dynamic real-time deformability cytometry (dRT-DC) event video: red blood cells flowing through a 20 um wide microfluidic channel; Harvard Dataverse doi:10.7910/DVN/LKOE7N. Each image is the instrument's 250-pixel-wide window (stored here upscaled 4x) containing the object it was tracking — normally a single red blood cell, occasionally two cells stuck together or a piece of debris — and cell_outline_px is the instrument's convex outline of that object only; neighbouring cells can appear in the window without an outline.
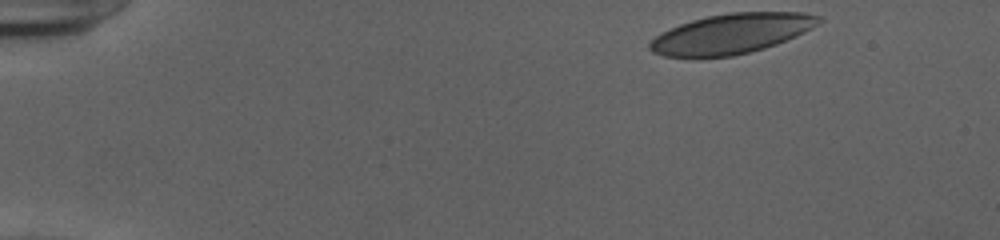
{"species": "human", "species_latin": "Homo sapiens", "temperature_condition": "cold", "stored_images_in_passage": 47, "camera_frame_rate_fps": 3000, "um_per_image_px": 0.085, "donor": {"sex": "female"}, "frame": {"image": 1, "passage_image": 1, "time_ms": 0.0, "image_size_px": [1000, 240], "cell_outline_px": [[824, 20], [812, 28], [796, 36], [776, 44], [764, 48], [732, 56], [664, 56], [652, 52], [648, 48], [648, 44], [660, 32], [680, 24], [692, 20], [708, 16], [728, 12], [804, 12], [824, 16]], "centroid_in_image_um": [62.21, 2.84], "position_along_channel_um": 22.8, "area_um2": 39.25}}
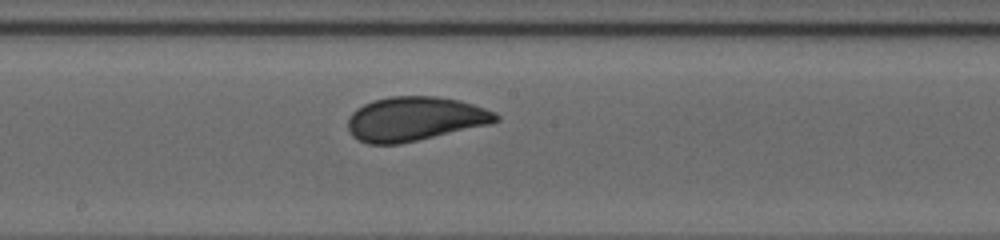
{"frame": {"image": 2, "passage_image": 24, "time_ms": 7.667, "image_size_px": [1000, 240], "cell_outline_px": [[500, 120], [492, 124], [400, 144], [368, 144], [352, 136], [348, 128], [348, 120], [352, 112], [356, 108], [372, 100], [392, 96], [436, 96], [460, 100], [496, 112], [500, 116]], "centroid_in_image_um": [35.29, 10.1], "position_along_channel_um": 212.9, "area_um2": 38.32}}
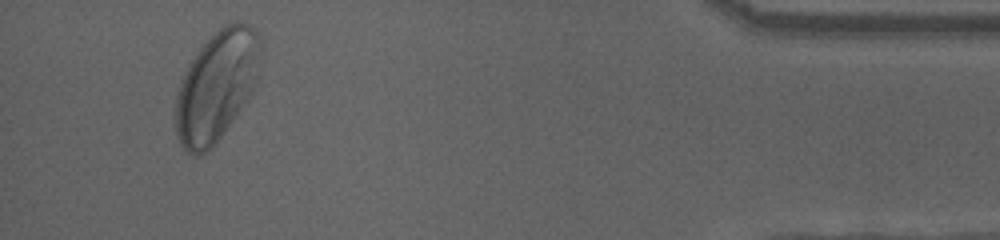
{"frame": {"image": 3, "passage_image": 44, "time_ms": 14.333, "image_size_px": [1000, 240], "cell_outline_px": [[264, 48], [256, 84], [252, 92], [244, 104], [212, 148], [200, 156], [192, 156], [180, 144], [176, 132], [172, 116], [176, 96], [184, 72], [196, 52], [224, 24], [236, 20], [248, 24], [256, 32], [264, 44]], "centroid_in_image_um": [18.42, 7.31], "position_along_channel_um": 416.8, "area_um2": 55.31}, "authors_computed_cell_mechanics": {"area_um2": 39.3618, "velocity_mm_per_s": 3.9051, "shape_relaxation_time_tau1_ms": 4.0021, "shape_relaxation_time_tau2_ms": null, "deformation_change_tau1": 0.116, "deformation_change_tau2": null}}